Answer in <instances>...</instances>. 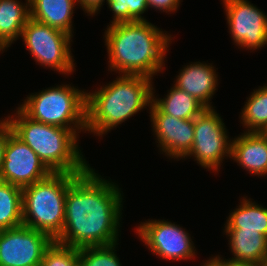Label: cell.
<instances>
[{"label": "cell", "instance_id": "cell-7", "mask_svg": "<svg viewBox=\"0 0 267 266\" xmlns=\"http://www.w3.org/2000/svg\"><path fill=\"white\" fill-rule=\"evenodd\" d=\"M36 63L50 67L62 74L74 71L70 49L73 36L29 18L21 36Z\"/></svg>", "mask_w": 267, "mask_h": 266}, {"label": "cell", "instance_id": "cell-13", "mask_svg": "<svg viewBox=\"0 0 267 266\" xmlns=\"http://www.w3.org/2000/svg\"><path fill=\"white\" fill-rule=\"evenodd\" d=\"M149 109L153 132L161 151L171 158H185L193 146L194 120L164 114L153 103Z\"/></svg>", "mask_w": 267, "mask_h": 266}, {"label": "cell", "instance_id": "cell-8", "mask_svg": "<svg viewBox=\"0 0 267 266\" xmlns=\"http://www.w3.org/2000/svg\"><path fill=\"white\" fill-rule=\"evenodd\" d=\"M228 139L220 115L206 108L194 119L193 146L185 157L193 156L203 168L218 171L224 157H231L232 142Z\"/></svg>", "mask_w": 267, "mask_h": 266}, {"label": "cell", "instance_id": "cell-21", "mask_svg": "<svg viewBox=\"0 0 267 266\" xmlns=\"http://www.w3.org/2000/svg\"><path fill=\"white\" fill-rule=\"evenodd\" d=\"M22 224V188L0 181V231Z\"/></svg>", "mask_w": 267, "mask_h": 266}, {"label": "cell", "instance_id": "cell-10", "mask_svg": "<svg viewBox=\"0 0 267 266\" xmlns=\"http://www.w3.org/2000/svg\"><path fill=\"white\" fill-rule=\"evenodd\" d=\"M137 226V233L153 254L166 260H186L196 254L193 241L179 225L165 220H148Z\"/></svg>", "mask_w": 267, "mask_h": 266}, {"label": "cell", "instance_id": "cell-14", "mask_svg": "<svg viewBox=\"0 0 267 266\" xmlns=\"http://www.w3.org/2000/svg\"><path fill=\"white\" fill-rule=\"evenodd\" d=\"M180 70L175 86L195 97L206 108L211 106V97L217 90L216 70L211 64L194 62Z\"/></svg>", "mask_w": 267, "mask_h": 266}, {"label": "cell", "instance_id": "cell-15", "mask_svg": "<svg viewBox=\"0 0 267 266\" xmlns=\"http://www.w3.org/2000/svg\"><path fill=\"white\" fill-rule=\"evenodd\" d=\"M249 173L267 175V137L261 132H244L232 140L231 157Z\"/></svg>", "mask_w": 267, "mask_h": 266}, {"label": "cell", "instance_id": "cell-11", "mask_svg": "<svg viewBox=\"0 0 267 266\" xmlns=\"http://www.w3.org/2000/svg\"><path fill=\"white\" fill-rule=\"evenodd\" d=\"M236 45L254 50L267 44V15L248 0H223Z\"/></svg>", "mask_w": 267, "mask_h": 266}, {"label": "cell", "instance_id": "cell-5", "mask_svg": "<svg viewBox=\"0 0 267 266\" xmlns=\"http://www.w3.org/2000/svg\"><path fill=\"white\" fill-rule=\"evenodd\" d=\"M77 175L52 172L45 179L23 187V225L55 240L63 230L67 190Z\"/></svg>", "mask_w": 267, "mask_h": 266}, {"label": "cell", "instance_id": "cell-12", "mask_svg": "<svg viewBox=\"0 0 267 266\" xmlns=\"http://www.w3.org/2000/svg\"><path fill=\"white\" fill-rule=\"evenodd\" d=\"M51 173L39 156L12 132L4 151L0 181L23 188Z\"/></svg>", "mask_w": 267, "mask_h": 266}, {"label": "cell", "instance_id": "cell-4", "mask_svg": "<svg viewBox=\"0 0 267 266\" xmlns=\"http://www.w3.org/2000/svg\"><path fill=\"white\" fill-rule=\"evenodd\" d=\"M6 119L13 133L26 143L52 172L81 174L90 167L78 148L77 135L70 129L35 121L19 107L15 116H8Z\"/></svg>", "mask_w": 267, "mask_h": 266}, {"label": "cell", "instance_id": "cell-32", "mask_svg": "<svg viewBox=\"0 0 267 266\" xmlns=\"http://www.w3.org/2000/svg\"><path fill=\"white\" fill-rule=\"evenodd\" d=\"M261 133L267 137V125L263 128V130L261 131Z\"/></svg>", "mask_w": 267, "mask_h": 266}, {"label": "cell", "instance_id": "cell-29", "mask_svg": "<svg viewBox=\"0 0 267 266\" xmlns=\"http://www.w3.org/2000/svg\"><path fill=\"white\" fill-rule=\"evenodd\" d=\"M218 266H258L256 263H235L229 261H222L219 256L211 258Z\"/></svg>", "mask_w": 267, "mask_h": 266}, {"label": "cell", "instance_id": "cell-18", "mask_svg": "<svg viewBox=\"0 0 267 266\" xmlns=\"http://www.w3.org/2000/svg\"><path fill=\"white\" fill-rule=\"evenodd\" d=\"M26 5L17 0H0V42L8 48L21 36L30 18L29 0Z\"/></svg>", "mask_w": 267, "mask_h": 266}, {"label": "cell", "instance_id": "cell-17", "mask_svg": "<svg viewBox=\"0 0 267 266\" xmlns=\"http://www.w3.org/2000/svg\"><path fill=\"white\" fill-rule=\"evenodd\" d=\"M229 237L233 258L223 259L235 263L259 264L267 257V237L256 230H224Z\"/></svg>", "mask_w": 267, "mask_h": 266}, {"label": "cell", "instance_id": "cell-1", "mask_svg": "<svg viewBox=\"0 0 267 266\" xmlns=\"http://www.w3.org/2000/svg\"><path fill=\"white\" fill-rule=\"evenodd\" d=\"M120 192L91 167L78 174L67 190L63 230L54 241L77 249L117 243Z\"/></svg>", "mask_w": 267, "mask_h": 266}, {"label": "cell", "instance_id": "cell-2", "mask_svg": "<svg viewBox=\"0 0 267 266\" xmlns=\"http://www.w3.org/2000/svg\"><path fill=\"white\" fill-rule=\"evenodd\" d=\"M107 27L105 43L111 71L151 79L159 71L162 72L171 35L168 36L147 20L120 22Z\"/></svg>", "mask_w": 267, "mask_h": 266}, {"label": "cell", "instance_id": "cell-33", "mask_svg": "<svg viewBox=\"0 0 267 266\" xmlns=\"http://www.w3.org/2000/svg\"><path fill=\"white\" fill-rule=\"evenodd\" d=\"M6 48L2 45V43L0 42V52H1V50L3 51V50H5Z\"/></svg>", "mask_w": 267, "mask_h": 266}, {"label": "cell", "instance_id": "cell-28", "mask_svg": "<svg viewBox=\"0 0 267 266\" xmlns=\"http://www.w3.org/2000/svg\"><path fill=\"white\" fill-rule=\"evenodd\" d=\"M105 0H77V3L85 10L89 15H95L101 8ZM107 2V0H106Z\"/></svg>", "mask_w": 267, "mask_h": 266}, {"label": "cell", "instance_id": "cell-16", "mask_svg": "<svg viewBox=\"0 0 267 266\" xmlns=\"http://www.w3.org/2000/svg\"><path fill=\"white\" fill-rule=\"evenodd\" d=\"M75 2L77 0H29L30 18L73 36Z\"/></svg>", "mask_w": 267, "mask_h": 266}, {"label": "cell", "instance_id": "cell-34", "mask_svg": "<svg viewBox=\"0 0 267 266\" xmlns=\"http://www.w3.org/2000/svg\"><path fill=\"white\" fill-rule=\"evenodd\" d=\"M74 266H83L80 261H78Z\"/></svg>", "mask_w": 267, "mask_h": 266}, {"label": "cell", "instance_id": "cell-30", "mask_svg": "<svg viewBox=\"0 0 267 266\" xmlns=\"http://www.w3.org/2000/svg\"><path fill=\"white\" fill-rule=\"evenodd\" d=\"M202 266H218L211 258L204 263Z\"/></svg>", "mask_w": 267, "mask_h": 266}, {"label": "cell", "instance_id": "cell-19", "mask_svg": "<svg viewBox=\"0 0 267 266\" xmlns=\"http://www.w3.org/2000/svg\"><path fill=\"white\" fill-rule=\"evenodd\" d=\"M152 103L162 113L184 120H194L206 109L195 97L175 85L163 99H156L152 92Z\"/></svg>", "mask_w": 267, "mask_h": 266}, {"label": "cell", "instance_id": "cell-27", "mask_svg": "<svg viewBox=\"0 0 267 266\" xmlns=\"http://www.w3.org/2000/svg\"><path fill=\"white\" fill-rule=\"evenodd\" d=\"M148 8L159 9L167 12H174L179 6L180 0H147Z\"/></svg>", "mask_w": 267, "mask_h": 266}, {"label": "cell", "instance_id": "cell-3", "mask_svg": "<svg viewBox=\"0 0 267 266\" xmlns=\"http://www.w3.org/2000/svg\"><path fill=\"white\" fill-rule=\"evenodd\" d=\"M152 83L145 76L120 75L98 91L87 92L86 131L102 137L144 107H151Z\"/></svg>", "mask_w": 267, "mask_h": 266}, {"label": "cell", "instance_id": "cell-26", "mask_svg": "<svg viewBox=\"0 0 267 266\" xmlns=\"http://www.w3.org/2000/svg\"><path fill=\"white\" fill-rule=\"evenodd\" d=\"M12 132V127L7 121L6 117L4 120H0V174L4 160L5 147L8 142V138Z\"/></svg>", "mask_w": 267, "mask_h": 266}, {"label": "cell", "instance_id": "cell-22", "mask_svg": "<svg viewBox=\"0 0 267 266\" xmlns=\"http://www.w3.org/2000/svg\"><path fill=\"white\" fill-rule=\"evenodd\" d=\"M242 113V124L248 132H261L267 125V86L254 90L248 97Z\"/></svg>", "mask_w": 267, "mask_h": 266}, {"label": "cell", "instance_id": "cell-24", "mask_svg": "<svg viewBox=\"0 0 267 266\" xmlns=\"http://www.w3.org/2000/svg\"><path fill=\"white\" fill-rule=\"evenodd\" d=\"M114 13L112 24L145 21L141 15L148 9L147 0H107Z\"/></svg>", "mask_w": 267, "mask_h": 266}, {"label": "cell", "instance_id": "cell-25", "mask_svg": "<svg viewBox=\"0 0 267 266\" xmlns=\"http://www.w3.org/2000/svg\"><path fill=\"white\" fill-rule=\"evenodd\" d=\"M78 259V249L53 241L46 249L40 266H74Z\"/></svg>", "mask_w": 267, "mask_h": 266}, {"label": "cell", "instance_id": "cell-23", "mask_svg": "<svg viewBox=\"0 0 267 266\" xmlns=\"http://www.w3.org/2000/svg\"><path fill=\"white\" fill-rule=\"evenodd\" d=\"M116 245L117 243L79 248L78 259L83 266H121L115 253Z\"/></svg>", "mask_w": 267, "mask_h": 266}, {"label": "cell", "instance_id": "cell-31", "mask_svg": "<svg viewBox=\"0 0 267 266\" xmlns=\"http://www.w3.org/2000/svg\"><path fill=\"white\" fill-rule=\"evenodd\" d=\"M258 266H267V257H265L259 264Z\"/></svg>", "mask_w": 267, "mask_h": 266}, {"label": "cell", "instance_id": "cell-6", "mask_svg": "<svg viewBox=\"0 0 267 266\" xmlns=\"http://www.w3.org/2000/svg\"><path fill=\"white\" fill-rule=\"evenodd\" d=\"M86 107V92L62 84L31 94L19 108L35 121L70 129L78 136L77 132L86 131Z\"/></svg>", "mask_w": 267, "mask_h": 266}, {"label": "cell", "instance_id": "cell-20", "mask_svg": "<svg viewBox=\"0 0 267 266\" xmlns=\"http://www.w3.org/2000/svg\"><path fill=\"white\" fill-rule=\"evenodd\" d=\"M250 200L242 199L239 207L230 213L224 230H256L267 237V208Z\"/></svg>", "mask_w": 267, "mask_h": 266}, {"label": "cell", "instance_id": "cell-9", "mask_svg": "<svg viewBox=\"0 0 267 266\" xmlns=\"http://www.w3.org/2000/svg\"><path fill=\"white\" fill-rule=\"evenodd\" d=\"M54 240L25 225L0 231V266H40Z\"/></svg>", "mask_w": 267, "mask_h": 266}]
</instances>
